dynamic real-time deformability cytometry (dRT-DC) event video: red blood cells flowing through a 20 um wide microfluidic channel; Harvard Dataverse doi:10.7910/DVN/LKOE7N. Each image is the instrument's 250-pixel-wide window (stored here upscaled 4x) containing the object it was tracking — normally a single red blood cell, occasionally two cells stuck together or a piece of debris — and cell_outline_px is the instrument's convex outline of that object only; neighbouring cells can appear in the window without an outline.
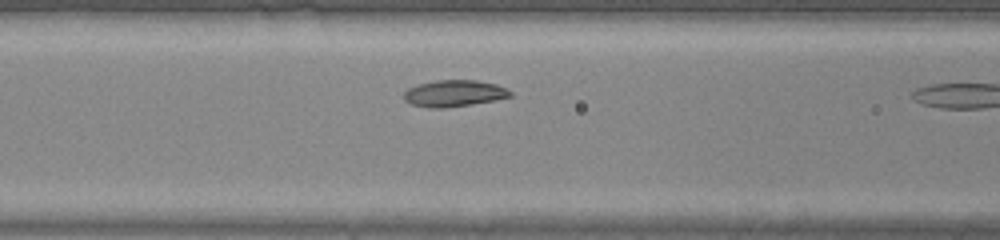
{"species": "common noctule bat (a hibernating species)", "species_latin": "Nyctalus noctula", "temperature_condition": "warm", "stored_images_in_passage": 11, "camera_frame_rate_fps": 3000, "um_per_image_px": 0.085, "animal": {"sex": "male", "body_mass_g": 20.0, "forearm_length_mm": 53.3}, "frame": {"image": 1, "passage_image": 10, "time_ms": 3.0, "image_size_px": [1000, 240], "cell_outline_px": [[512, 96], [496, 100], [472, 104], [444, 108], [428, 108], [412, 104], [404, 100], [404, 92], [408, 88], [420, 84], [436, 80], [476, 80], [496, 84], [508, 88], [512, 92]], "centroid_in_image_um": [38.63, 7.94], "position_along_channel_um": 128.0, "area_um2": 16.53}}